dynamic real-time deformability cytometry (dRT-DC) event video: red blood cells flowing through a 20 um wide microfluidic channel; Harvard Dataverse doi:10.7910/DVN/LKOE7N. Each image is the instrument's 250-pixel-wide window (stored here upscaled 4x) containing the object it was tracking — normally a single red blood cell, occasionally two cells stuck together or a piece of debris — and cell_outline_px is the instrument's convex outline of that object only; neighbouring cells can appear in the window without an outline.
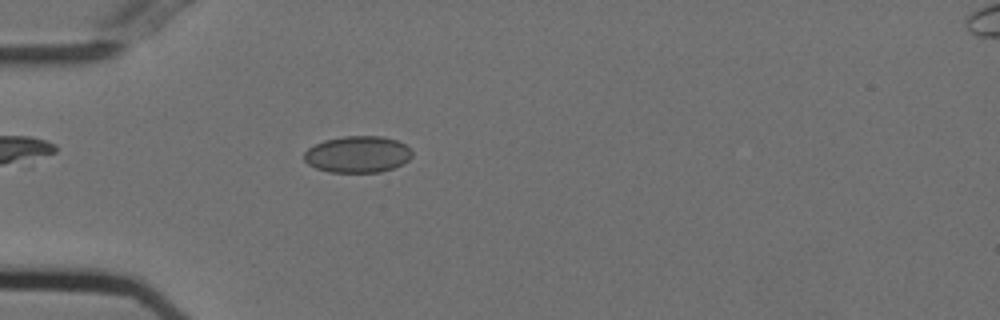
{"species": "Egyptian fruit bat (a non-hibernating species)", "species_latin": "Rousettus aegyptiacus", "temperature_condition": "cold", "stored_images_in_passage": 44, "camera_frame_rate_fps": 3000, "um_per_image_px": 0.085, "animal": {"sex": "female"}, "frame": {"image": 1, "passage_image": 6, "time_ms": 1.667, "image_size_px": [1000, 320], "cell_outline_px": [[412, 156], [408, 160], [392, 168], [380, 172], [328, 172], [316, 168], [308, 164], [304, 160], [304, 152], [308, 148], [324, 140], [344, 136], [380, 136], [396, 140], [404, 144], [412, 152]], "centroid_in_image_um": [30.37, 13.12], "position_along_channel_um": 54.6, "area_um2": 22.89}}
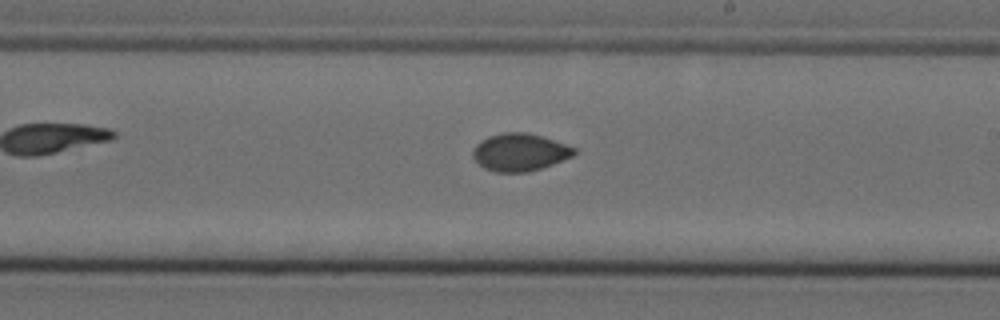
{"frame": {"image": 2, "passage_image": 22, "time_ms": 7.0, "image_size_px": [1000, 320], "cell_outline_px": [[576, 152], [572, 156], [552, 164], [528, 172], [496, 172], [484, 168], [472, 156], [472, 152], [476, 144], [480, 140], [488, 136], [504, 132], [528, 132], [576, 148]], "centroid_in_image_um": [44.14, 12.93], "position_along_channel_um": 244.9, "area_um2": 21.96}}
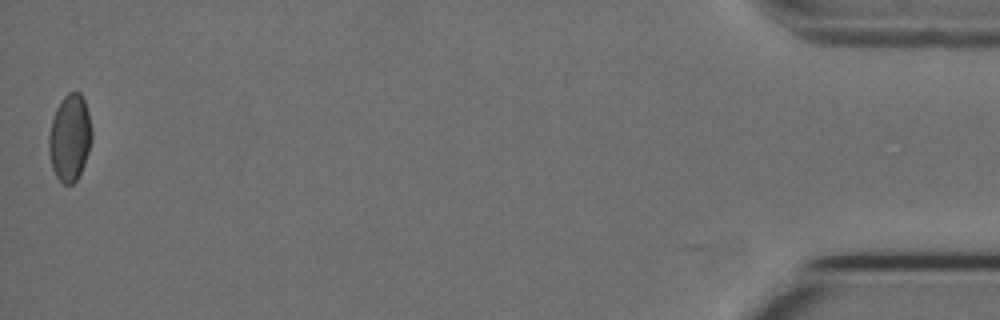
{"frame": {"image": 3, "passage_image": 44, "time_ms": 14.333, "image_size_px": [1000, 320], "cell_outline_px": [[92, 140], [84, 164], [76, 180], [72, 184], [64, 184], [56, 176], [52, 168], [48, 148], [48, 136], [52, 120], [56, 108], [60, 100], [68, 92], [80, 92], [84, 100], [88, 112], [92, 128]], "centroid_in_image_um": [5.93, 11.69], "position_along_channel_um": 429.3, "area_um2": 21.73}, "authors_computed_cell_mechanics": {"area_um2": 21.8484, "velocity_mm_per_s": 3.7201, "shape_relaxation_time_tau1_ms": null, "shape_relaxation_time_tau2_ms": 2.7188, "deformation_change_tau1": null, "deformation_change_tau2": 0.0369}}